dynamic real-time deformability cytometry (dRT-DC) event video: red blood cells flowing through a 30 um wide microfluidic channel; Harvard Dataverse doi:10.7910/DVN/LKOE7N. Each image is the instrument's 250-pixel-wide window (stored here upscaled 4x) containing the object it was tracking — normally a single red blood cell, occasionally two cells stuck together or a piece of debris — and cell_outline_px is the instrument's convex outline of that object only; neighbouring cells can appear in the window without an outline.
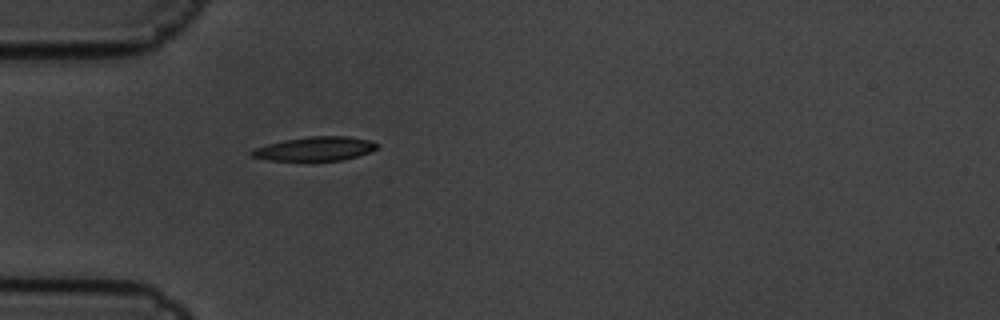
{"species": "common noctule bat (a hibernating species)", "species_latin": "Nyctalus noctula", "temperature_condition": "cold", "stored_images_in_passage": 5, "camera_frame_rate_fps": 3000, "um_per_image_px": 0.085, "animal": {"sex": "male", "body_mass_g": 19.5, "forearm_length_mm": 54.6}, "frame": {"image": 1, "passage_image": 5, "time_ms": 1.333, "image_size_px": [1000, 320], "cell_outline_px": [[376, 148], [372, 152], [340, 160], [268, 160], [252, 156], [248, 152], [252, 148], [284, 140], [308, 136], [348, 136], [372, 140], [376, 144]], "centroid_in_image_um": [26.76, 12.63], "position_along_channel_um": 58.2, "area_um2": 17.46}}